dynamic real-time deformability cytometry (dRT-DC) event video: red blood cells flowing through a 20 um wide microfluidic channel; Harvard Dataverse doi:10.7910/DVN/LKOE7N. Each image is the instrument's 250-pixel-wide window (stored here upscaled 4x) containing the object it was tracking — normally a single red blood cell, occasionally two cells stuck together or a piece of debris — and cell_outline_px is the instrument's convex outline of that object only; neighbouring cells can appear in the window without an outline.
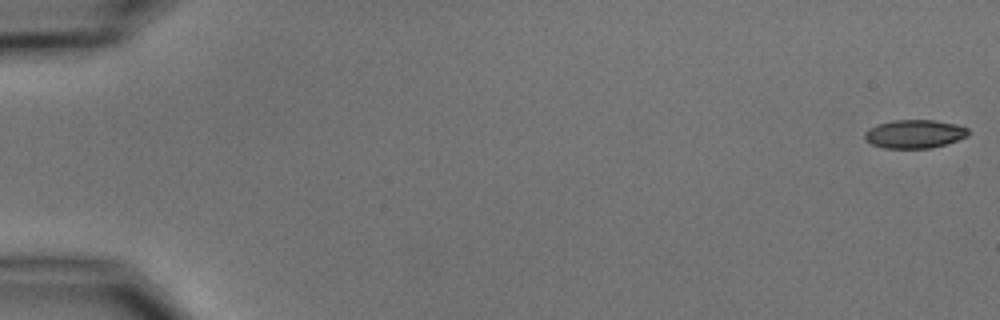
{"species": "common noctule bat (a hibernating species)", "species_latin": "Nyctalus noctula", "temperature_condition": "cold", "stored_images_in_passage": 7, "camera_frame_rate_fps": 3000, "um_per_image_px": 0.085, "animal": {"sex": "male", "body_mass_g": 15.6}, "frame": {"image": 1, "passage_image": 1, "time_ms": 0.0, "image_size_px": [1000, 320], "cell_outline_px": [[968, 136], [932, 148], [884, 148], [872, 144], [864, 140], [864, 132], [868, 128], [876, 124], [892, 120], [932, 120], [956, 124], [968, 128]], "centroid_in_image_um": [77.68, 11.38], "position_along_channel_um": 7.3, "area_um2": 17.22}}